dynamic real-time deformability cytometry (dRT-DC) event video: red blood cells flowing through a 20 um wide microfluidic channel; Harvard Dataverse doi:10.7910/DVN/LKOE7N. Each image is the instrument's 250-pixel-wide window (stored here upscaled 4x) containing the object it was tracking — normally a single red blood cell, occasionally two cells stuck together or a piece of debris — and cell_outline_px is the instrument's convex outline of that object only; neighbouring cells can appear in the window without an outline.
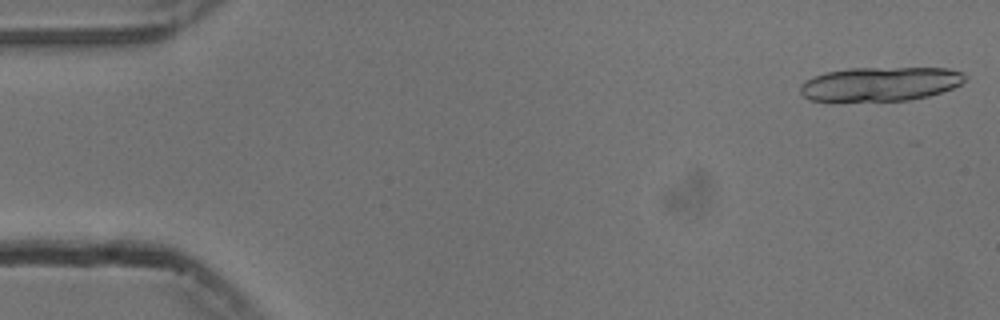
{"species": "common noctule bat (a hibernating species)", "species_latin": "Nyctalus noctula", "temperature_condition": "cold", "stored_images_in_passage": 9, "camera_frame_rate_fps": 3000, "um_per_image_px": 0.085, "animal": {"sex": "male", "body_mass_g": 13.3}, "frame": {"image": 1, "passage_image": 1, "time_ms": 0.0, "image_size_px": [1000, 320], "cell_outline_px": [[968, 76], [960, 84], [952, 88], [928, 96], [908, 100], [812, 100], [804, 96], [800, 92], [800, 84], [804, 80], [828, 72], [848, 68], [948, 68], [960, 72]], "centroid_in_image_um": [74.84, 7.12], "position_along_channel_um": 10.2, "area_um2": 32.31}}